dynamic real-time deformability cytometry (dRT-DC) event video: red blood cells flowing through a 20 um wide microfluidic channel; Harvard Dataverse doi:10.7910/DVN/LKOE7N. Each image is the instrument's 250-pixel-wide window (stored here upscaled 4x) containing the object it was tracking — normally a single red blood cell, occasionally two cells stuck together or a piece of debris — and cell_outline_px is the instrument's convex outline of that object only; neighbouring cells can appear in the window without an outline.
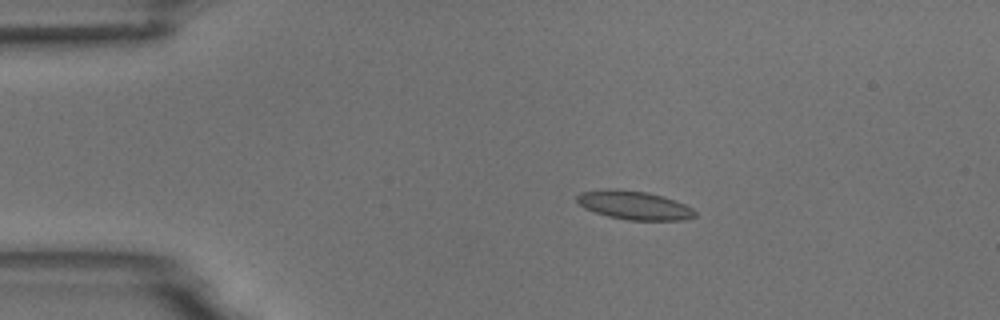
{"species": "common noctule bat (a hibernating species)", "species_latin": "Nyctalus noctula", "temperature_condition": "room temperature", "stored_images_in_passage": 5, "camera_frame_rate_fps": 3000, "um_per_image_px": 0.085, "animal": {"sex": "male", "body_mass_g": 18.8}, "frame": {"image": 1, "passage_image": 4, "time_ms": 3.333, "image_size_px": [1000, 320], "cell_outline_px": [[696, 216], [684, 220], [628, 220], [608, 216], [584, 208], [576, 200], [576, 196], [580, 192], [608, 188], [612, 188], [648, 192], [684, 204], [692, 208], [696, 212]], "centroid_in_image_um": [53.87, 17.44], "position_along_channel_um": 31.1, "area_um2": 19.59}}